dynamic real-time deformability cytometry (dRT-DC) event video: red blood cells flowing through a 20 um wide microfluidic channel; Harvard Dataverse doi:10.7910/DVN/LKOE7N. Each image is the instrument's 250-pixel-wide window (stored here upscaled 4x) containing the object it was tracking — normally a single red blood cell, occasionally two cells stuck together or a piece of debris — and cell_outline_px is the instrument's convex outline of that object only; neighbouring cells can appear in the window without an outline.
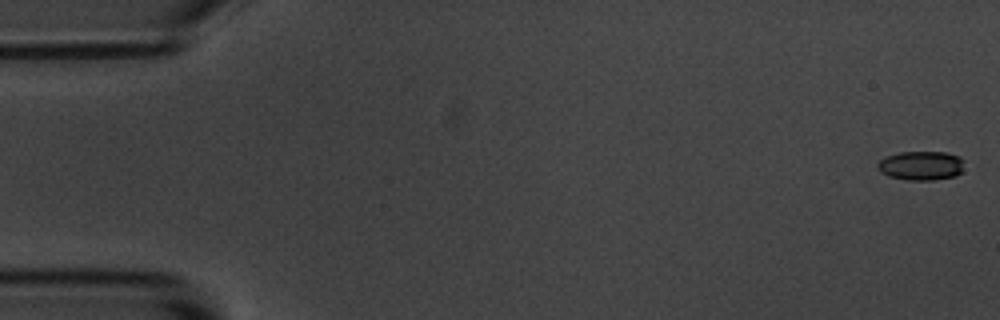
{"species": "common noctule bat (a hibernating species)", "species_latin": "Nyctalus noctula", "temperature_condition": "room temperature", "stored_images_in_passage": 6, "segment_of_instrument_passage": [1, 2], "camera_frame_rate_fps": 3000, "um_per_image_px": 0.085, "animal": {"sex": "male", "body_mass_g": 20.1, "forearm_length_mm": 53.5}, "frame": {"image": 1, "passage_image": 1, "time_ms": 0.0, "image_size_px": [1000, 320], "cell_outline_px": [[964, 160], [960, 172], [956, 176], [932, 180], [908, 180], [888, 176], [880, 172], [876, 168], [876, 164], [880, 160], [888, 156], [900, 152], [948, 152], [960, 156]], "centroid_in_image_um": [78.29, 14.07], "position_along_channel_um": 6.7, "area_um2": 14.8}}
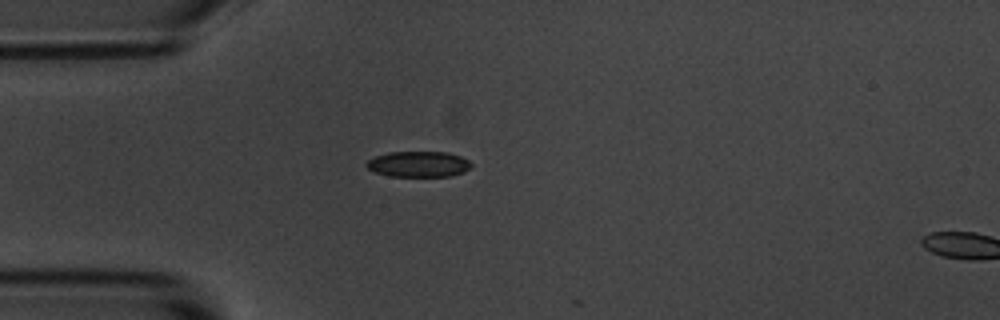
{"frame": {"image": 2, "passage_image": 5, "time_ms": 4.667, "image_size_px": [1000, 320], "cell_outline_px": [[472, 164], [464, 172], [452, 176], [388, 176], [372, 172], [368, 168], [368, 160], [376, 156], [388, 152], [448, 152], [460, 156], [468, 160]], "centroid_in_image_um": [35.57, 13.95], "position_along_channel_um": 49.4, "area_um2": 15.66}}